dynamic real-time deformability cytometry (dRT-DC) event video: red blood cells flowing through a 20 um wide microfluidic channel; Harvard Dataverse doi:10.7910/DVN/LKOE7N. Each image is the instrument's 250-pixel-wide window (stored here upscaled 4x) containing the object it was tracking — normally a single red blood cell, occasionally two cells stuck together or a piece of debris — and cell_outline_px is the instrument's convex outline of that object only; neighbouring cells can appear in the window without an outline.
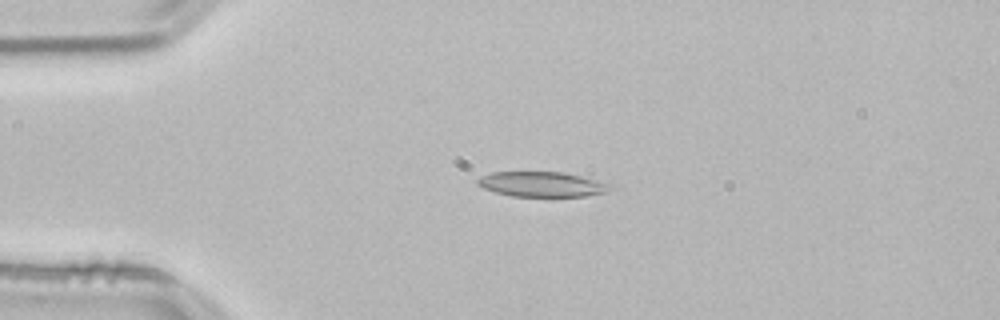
{"species": "common noctule bat (a hibernating species)", "species_latin": "Nyctalus noctula", "temperature_condition": "room temperature", "stored_images_in_passage": 42, "camera_frame_rate_fps": 3000, "um_per_image_px": 0.085, "animal": {"sex": "male", "body_mass_g": 21.5, "forearm_length_mm": 52.0}, "frame": {"image": 1, "passage_image": 1, "time_ms": 0.0, "image_size_px": [1000, 320], "cell_outline_px": [[608, 192], [584, 196], [512, 196], [496, 192], [484, 188], [476, 184], [476, 180], [480, 176], [492, 172], [564, 172], [596, 180], [608, 184]], "centroid_in_image_um": [45.99, 15.65], "position_along_channel_um": 39.0, "area_um2": 19.07}}
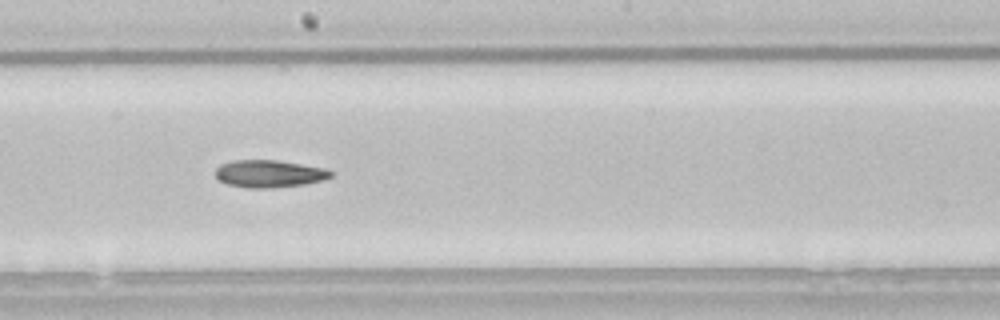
{"frame": {"image": 2, "passage_image": 18, "time_ms": 5.667, "image_size_px": [1000, 320], "cell_outline_px": [[332, 176], [320, 180], [304, 184], [272, 188], [248, 188], [228, 184], [220, 180], [216, 176], [216, 168], [220, 164], [232, 160], [276, 160], [324, 168], [332, 172]], "centroid_in_image_um": [22.84, 14.76], "position_along_channel_um": 225.4, "area_um2": 18.21}}
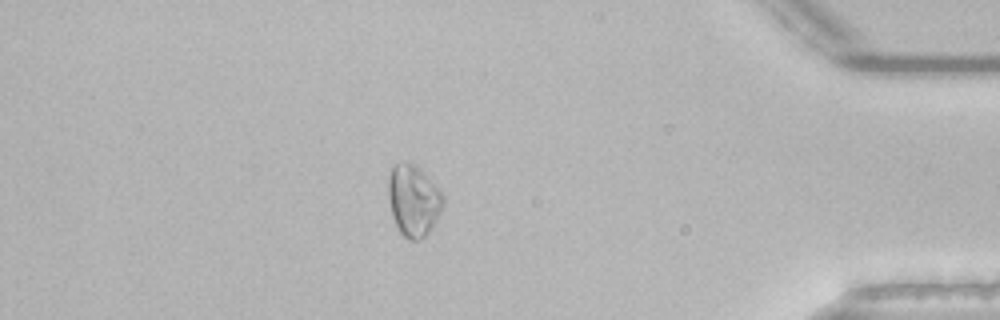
{"frame": {"image": 3, "passage_image": 35, "time_ms": 11.333, "image_size_px": [1000, 320], "cell_outline_px": [[444, 204], [436, 220], [428, 232], [420, 240], [408, 240], [400, 232], [396, 224], [392, 212], [388, 196], [388, 176], [392, 168], [396, 164], [404, 160], [412, 160], [424, 172], [444, 196]], "centroid_in_image_um": [35.14, 16.99], "position_along_channel_um": 400.1, "area_um2": 22.83}}